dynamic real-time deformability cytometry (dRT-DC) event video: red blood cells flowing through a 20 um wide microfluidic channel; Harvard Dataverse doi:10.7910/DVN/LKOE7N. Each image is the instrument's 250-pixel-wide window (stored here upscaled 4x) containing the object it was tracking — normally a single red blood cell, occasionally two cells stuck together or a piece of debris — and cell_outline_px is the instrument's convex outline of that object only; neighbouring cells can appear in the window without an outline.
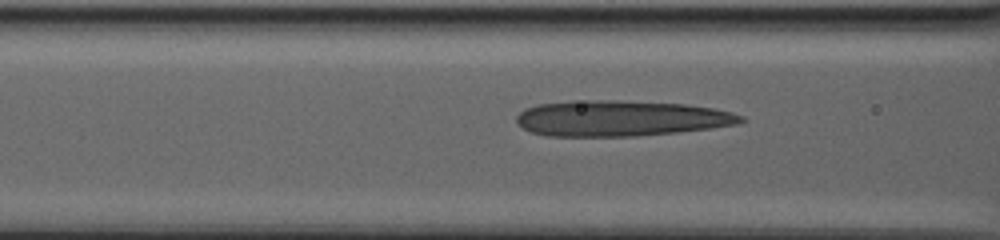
{"species": "human", "species_latin": "Homo sapiens", "temperature_condition": "warm", "stored_images_in_passage": 13, "camera_frame_rate_fps": 3000, "um_per_image_px": 0.085, "donor": {"sex": "male"}, "frame": {"image": 1, "passage_image": 7, "time_ms": 1.667, "image_size_px": [1000, 240], "cell_outline_px": [[748, 120], [736, 124], [708, 128], [676, 132], [636, 136], [548, 136], [528, 132], [516, 124], [516, 116], [524, 108], [536, 104], [572, 100], [612, 100], [684, 104], [712, 108], [732, 112], [744, 116]], "centroid_in_image_um": [52.69, 10.05], "position_along_channel_um": 113.9, "area_um2": 46.99}}